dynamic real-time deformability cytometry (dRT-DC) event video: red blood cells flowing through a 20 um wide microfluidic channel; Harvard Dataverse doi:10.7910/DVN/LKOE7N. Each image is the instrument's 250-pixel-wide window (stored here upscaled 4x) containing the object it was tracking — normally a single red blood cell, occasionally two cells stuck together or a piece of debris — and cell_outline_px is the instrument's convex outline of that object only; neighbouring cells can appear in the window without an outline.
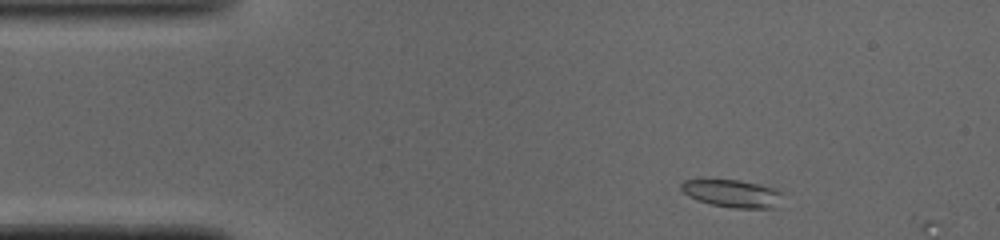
{"species": "common noctule bat (a hibernating species)", "species_latin": "Nyctalus noctula", "temperature_condition": "cold", "stored_images_in_passage": 7, "camera_frame_rate_fps": 3000, "um_per_image_px": 0.085, "animal": {"sex": "male", "body_mass_g": 19.0, "forearm_length_mm": 50.8}, "frame": {"image": 1, "passage_image": 3, "time_ms": 0.667, "image_size_px": [1000, 240], "cell_outline_px": [[780, 192], [776, 208], [732, 208], [712, 204], [696, 200], [688, 196], [680, 188], [680, 184], [684, 180], [740, 180], [776, 188]], "centroid_in_image_um": [62.2, 16.44], "position_along_channel_um": 22.8, "area_um2": 16.13}}